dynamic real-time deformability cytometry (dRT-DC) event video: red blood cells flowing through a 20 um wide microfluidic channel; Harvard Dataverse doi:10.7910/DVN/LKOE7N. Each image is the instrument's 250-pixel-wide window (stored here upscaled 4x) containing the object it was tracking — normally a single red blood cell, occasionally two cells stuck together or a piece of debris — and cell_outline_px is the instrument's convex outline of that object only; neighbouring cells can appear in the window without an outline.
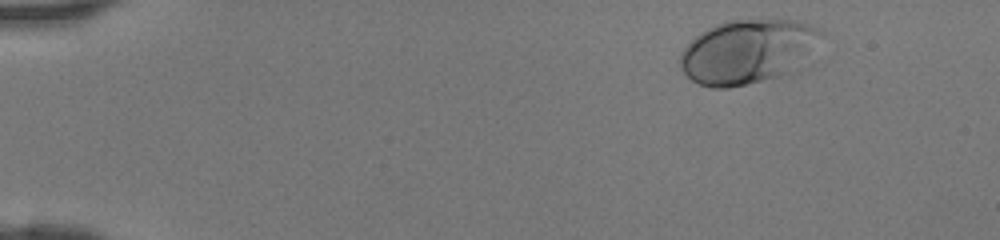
{"species": "human", "species_latin": "Homo sapiens", "temperature_condition": "room temperature", "stored_images_in_passage": 43, "camera_frame_rate_fps": 3000, "um_per_image_px": 0.085, "donor": {"sex": "female"}, "frame": {"image": 1, "passage_image": 3, "time_ms": 0.667, "image_size_px": [1000, 240], "cell_outline_px": [[824, 36], [796, 72], [728, 88], [712, 88], [700, 84], [692, 80], [684, 72], [680, 64], [680, 52], [700, 32], [708, 28], [728, 20], [796, 20], [820, 28], [824, 32]], "centroid_in_image_um": [63.6, 4.38], "position_along_channel_um": 21.4, "area_um2": 52.83}}
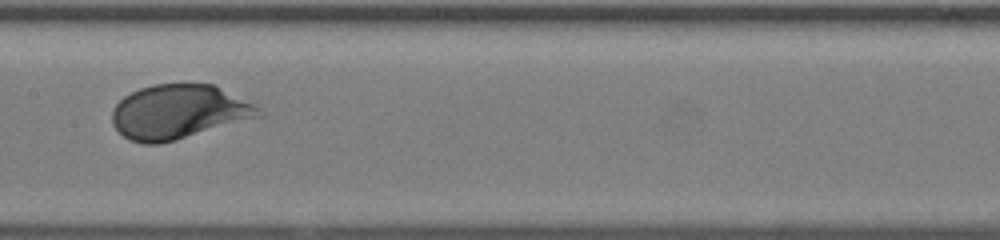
{"frame": {"image": 2, "passage_image": 22, "time_ms": 7.0, "image_size_px": [1000, 240], "cell_outline_px": [[264, 116], [176, 140], [160, 144], [144, 144], [128, 140], [112, 124], [112, 108], [124, 96], [140, 88], [152, 84], [212, 84], [256, 104], [264, 112]], "centroid_in_image_um": [15.21, 9.52], "position_along_channel_um": 192.2, "area_um2": 46.64}}
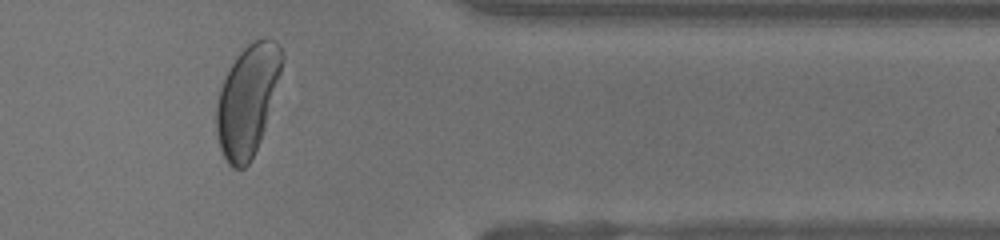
{"frame": {"image": 3, "passage_image": 36, "time_ms": 11.667, "image_size_px": [1000, 240], "cell_outline_px": [[284, 60], [264, 128], [260, 140], [248, 164], [244, 168], [232, 168], [228, 164], [220, 148], [216, 136], [216, 104], [220, 88], [236, 56], [248, 44], [264, 36], [276, 40], [284, 56]], "centroid_in_image_um": [21.02, 8.49], "position_along_channel_um": 390.4, "area_um2": 41.79}}